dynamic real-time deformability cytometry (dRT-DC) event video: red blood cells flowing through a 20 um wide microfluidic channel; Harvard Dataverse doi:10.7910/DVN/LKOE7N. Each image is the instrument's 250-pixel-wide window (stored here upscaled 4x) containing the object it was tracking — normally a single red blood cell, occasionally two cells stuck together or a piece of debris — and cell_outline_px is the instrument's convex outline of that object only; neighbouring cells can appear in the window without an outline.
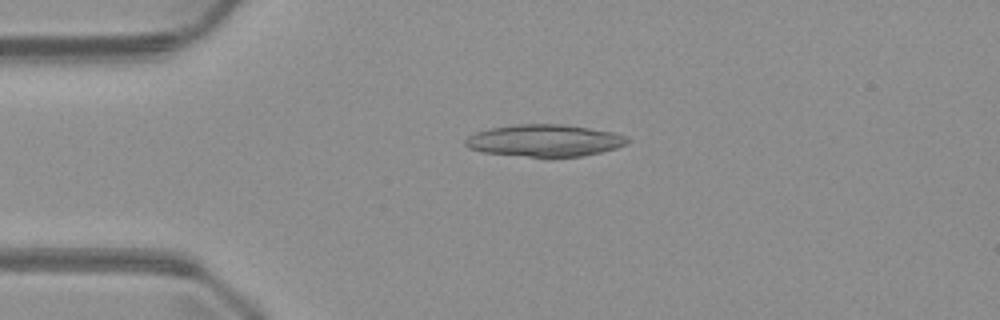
{"species": "common noctule bat (a hibernating species)", "species_latin": "Nyctalus noctula", "temperature_condition": "warm", "stored_images_in_passage": 4, "camera_frame_rate_fps": 3000, "um_per_image_px": 0.085, "animal": {"sex": "male", "body_mass_g": 23.1, "forearm_length_mm": 52.7}, "frame": {"image": 1, "passage_image": 3, "time_ms": 2.333, "image_size_px": [1000, 320], "cell_outline_px": [[632, 140], [628, 144], [616, 148], [584, 156], [552, 160], [548, 160], [484, 152], [468, 148], [464, 144], [464, 140], [468, 136], [476, 132], [492, 128], [520, 124], [564, 124], [612, 132], [628, 136]], "centroid_in_image_um": [46.33, 11.99], "position_along_channel_um": 38.7, "area_um2": 31.21}}